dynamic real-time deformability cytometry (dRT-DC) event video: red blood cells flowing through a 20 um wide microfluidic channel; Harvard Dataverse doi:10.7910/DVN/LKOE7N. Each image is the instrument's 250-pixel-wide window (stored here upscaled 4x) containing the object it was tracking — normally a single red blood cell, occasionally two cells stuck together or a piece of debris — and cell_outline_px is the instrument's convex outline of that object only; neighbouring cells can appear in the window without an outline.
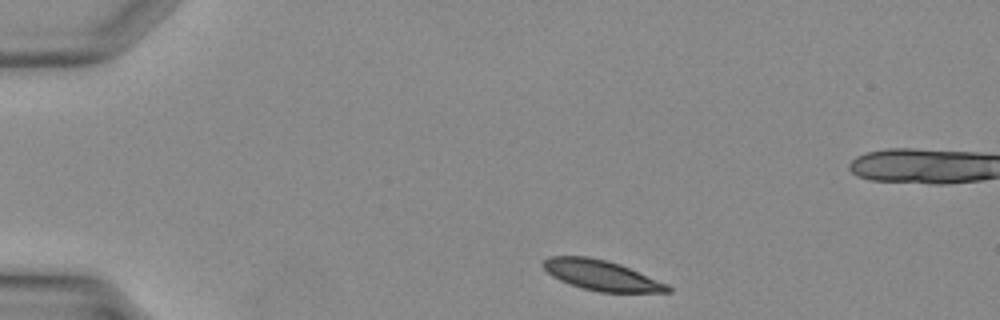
{"species": "Egyptian fruit bat (a non-hibernating species)", "species_latin": "Rousettus aegyptiacus", "temperature_condition": "warm", "stored_images_in_passage": 32, "camera_frame_rate_fps": 3000, "um_per_image_px": 0.085, "animal": {"sex": "female"}, "frame": {"image": 1, "passage_image": 1, "time_ms": 0.0, "image_size_px": [1000, 320], "cell_outline_px": [[672, 292], [600, 292], [584, 288], [560, 280], [552, 276], [544, 268], [544, 260], [548, 256], [588, 256], [620, 264], [668, 284], [672, 288]], "centroid_in_image_um": [51.15, 23.4], "position_along_channel_um": 33.9, "area_um2": 21.62}}
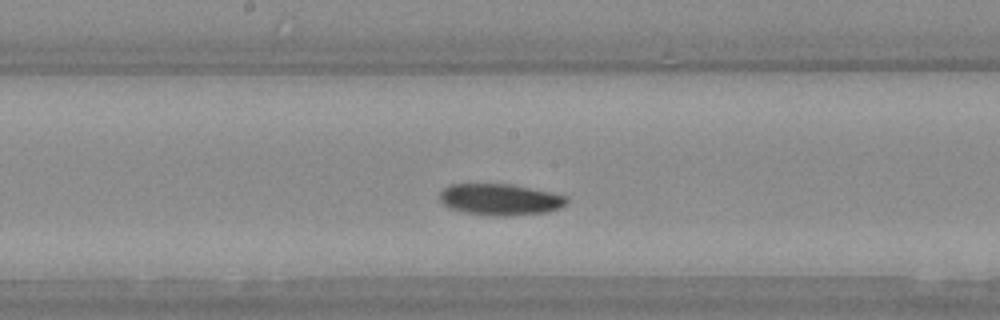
{"frame": {"image": 2, "passage_image": 14, "time_ms": 4.333, "image_size_px": [1000, 320], "cell_outline_px": [[568, 204], [560, 208], [548, 212], [504, 216], [488, 216], [464, 212], [448, 208], [440, 200], [440, 192], [444, 188], [452, 184], [512, 184], [568, 196]], "centroid_in_image_um": [42.53, 16.96], "position_along_channel_um": 205.7, "area_um2": 23.41}}
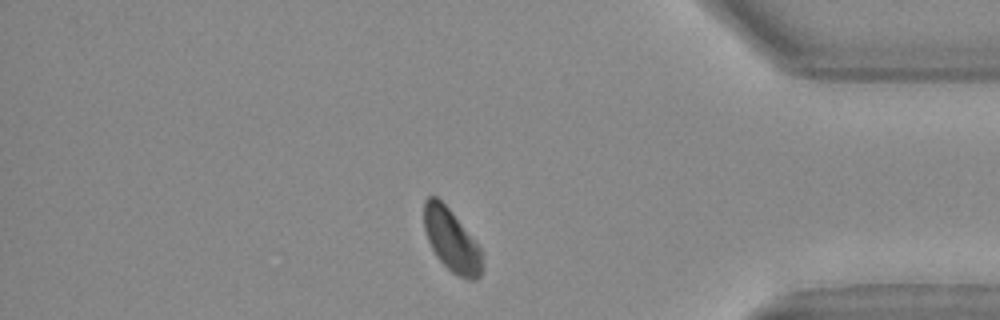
{"frame": {"image": 3, "passage_image": 26, "time_ms": 8.333, "image_size_px": [1000, 320], "cell_outline_px": [[480, 276], [476, 280], [468, 280], [452, 272], [436, 256], [428, 240], [424, 228], [424, 200], [428, 196], [436, 196], [448, 208], [480, 248]], "centroid_in_image_um": [38.33, 20.41], "position_along_channel_um": 396.9, "area_um2": 20.46}}